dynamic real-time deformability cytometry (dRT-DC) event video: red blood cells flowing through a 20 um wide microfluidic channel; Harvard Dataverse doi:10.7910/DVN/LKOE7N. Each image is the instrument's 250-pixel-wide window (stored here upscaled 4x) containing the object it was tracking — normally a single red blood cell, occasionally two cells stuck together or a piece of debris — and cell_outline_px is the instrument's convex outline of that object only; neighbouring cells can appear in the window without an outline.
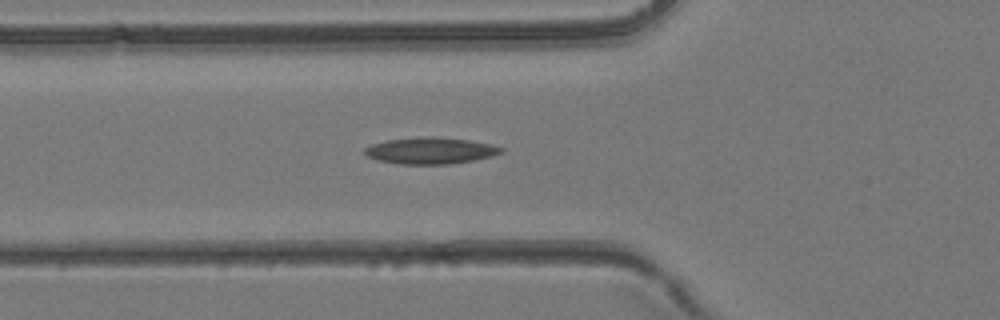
{"species": "common noctule bat (a hibernating species)", "species_latin": "Nyctalus noctula", "temperature_condition": "room temperature", "stored_images_in_passage": 38, "camera_frame_rate_fps": 3000, "um_per_image_px": 0.085, "animal": {"sex": "female", "body_mass_g": 24.6, "forearm_length_mm": 56.2}, "frame": {"image": 1, "passage_image": 11, "time_ms": 3.333, "image_size_px": [1000, 320], "cell_outline_px": [[504, 152], [492, 156], [472, 160], [448, 164], [400, 164], [380, 160], [368, 156], [364, 152], [364, 148], [372, 144], [388, 140], [432, 136], [468, 140], [492, 144], [504, 148]], "centroid_in_image_um": [36.63, 12.8], "position_along_channel_um": 89.2, "area_um2": 20.81}}
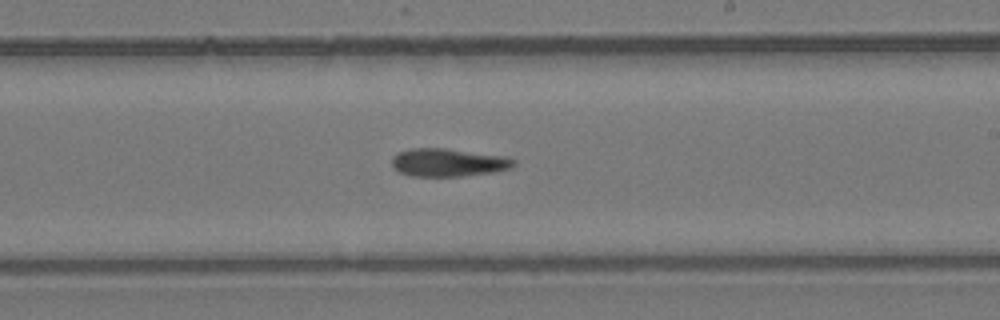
{"frame": {"image": 2, "passage_image": 21, "time_ms": 6.667, "image_size_px": [1000, 320], "cell_outline_px": [[516, 164], [512, 168], [492, 172], [460, 176], [412, 176], [400, 172], [392, 164], [392, 156], [396, 152], [412, 148], [444, 148], [508, 156], [516, 160]], "centroid_in_image_um": [38.13, 13.8], "position_along_channel_um": 250.9, "area_um2": 20.0}}
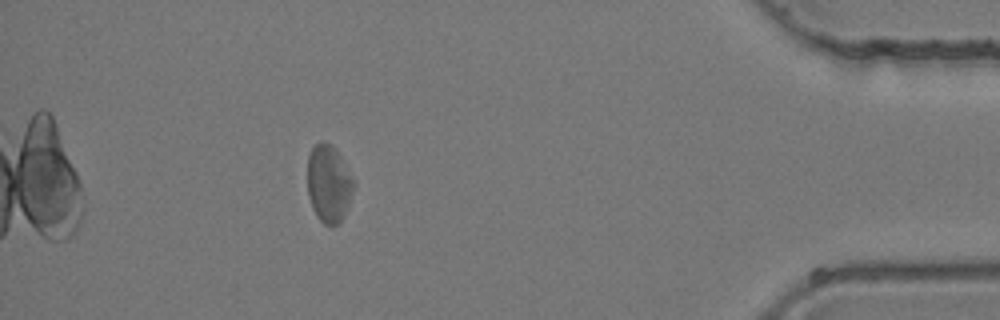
{"frame": {"image": 3, "passage_image": 34, "time_ms": 11.0, "image_size_px": [1000, 320], "cell_outline_px": [[356, 184], [344, 216], [340, 224], [324, 224], [316, 216], [312, 208], [308, 196], [308, 156], [312, 148], [320, 140], [324, 140], [332, 144], [340, 156]], "centroid_in_image_um": [27.94, 15.6], "position_along_channel_um": 407.3, "area_um2": 20.98}}